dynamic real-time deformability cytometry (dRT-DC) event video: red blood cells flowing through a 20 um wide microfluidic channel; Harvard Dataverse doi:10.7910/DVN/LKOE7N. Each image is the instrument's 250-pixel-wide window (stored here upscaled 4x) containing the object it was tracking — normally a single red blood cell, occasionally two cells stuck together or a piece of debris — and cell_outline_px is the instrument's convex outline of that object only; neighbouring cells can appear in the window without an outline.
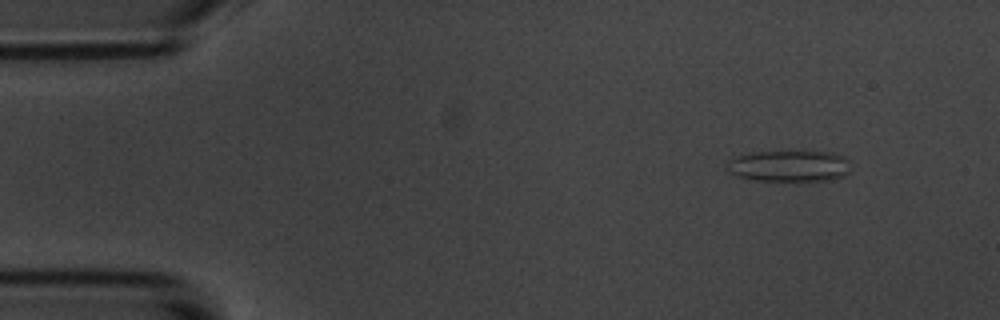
{"species": "common noctule bat (a hibernating species)", "species_latin": "Nyctalus noctula", "temperature_condition": "room temperature", "stored_images_in_passage": 51, "camera_frame_rate_fps": 3000, "um_per_image_px": 0.085, "animal": {"sex": "male", "body_mass_g": 20.1, "forearm_length_mm": 53.5}, "frame": {"image": 1, "passage_image": 2, "time_ms": 0.333, "image_size_px": [1000, 320], "cell_outline_px": [[848, 172], [844, 176], [832, 180], [752, 180], [736, 176], [728, 172], [724, 168], [728, 160], [752, 152], [804, 148], [832, 152], [844, 156], [848, 160]], "centroid_in_image_um": [67.08, 14.05], "position_along_channel_um": 17.9, "area_um2": 23.64}}
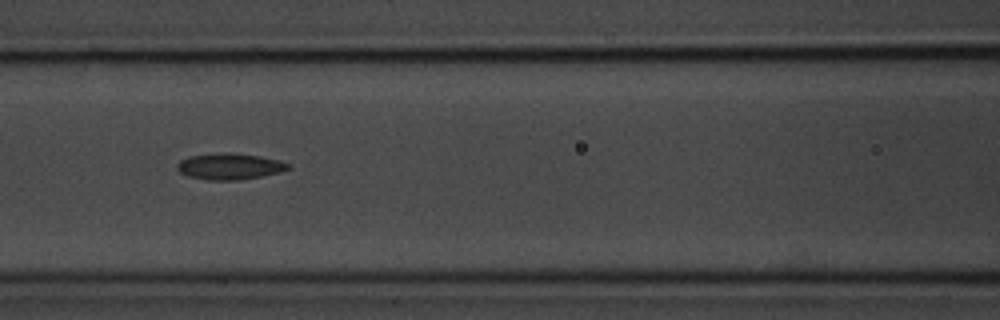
{"frame": {"image": 2, "passage_image": 20, "time_ms": 6.333, "image_size_px": [1000, 320], "cell_outline_px": [[288, 168], [276, 172], [260, 176], [240, 180], [208, 180], [188, 176], [180, 172], [176, 168], [176, 164], [180, 160], [188, 156], [228, 152], [232, 152], [260, 156], [276, 160], [288, 164]], "centroid_in_image_um": [19.42, 14.14], "position_along_channel_um": 147.2, "area_um2": 16.7}}
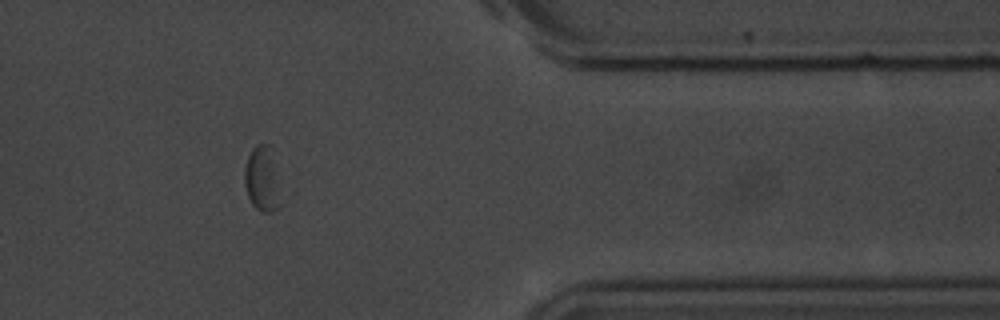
{"frame": {"image": 3, "passage_image": 42, "time_ms": 13.667, "image_size_px": [1000, 320], "cell_outline_px": [[276, 208], [272, 212], [260, 212], [252, 204], [248, 196], [244, 184], [244, 168], [248, 156], [252, 148], [256, 144], [268, 144], [272, 168], [276, 204]], "centroid_in_image_um": [22.11, 15.21], "position_along_channel_um": 389.3, "area_um2": 12.08}}